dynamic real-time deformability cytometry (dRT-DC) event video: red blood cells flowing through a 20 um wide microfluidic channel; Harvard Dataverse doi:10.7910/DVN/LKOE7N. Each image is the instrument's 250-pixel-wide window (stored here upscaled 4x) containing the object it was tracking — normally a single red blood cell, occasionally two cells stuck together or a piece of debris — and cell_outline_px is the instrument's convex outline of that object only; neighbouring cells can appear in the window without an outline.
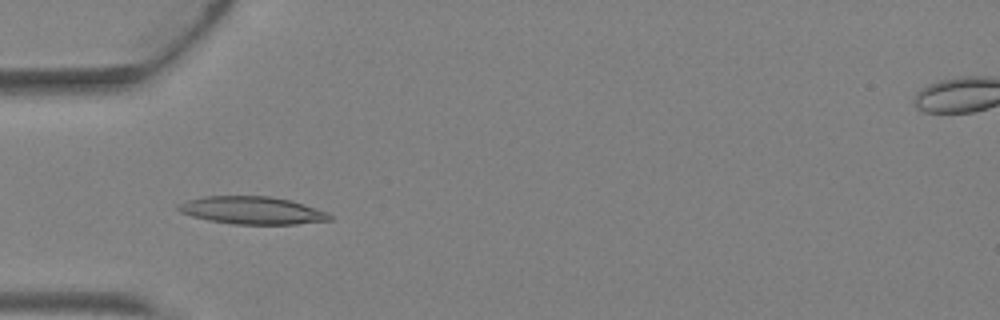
{"species": "Egyptian fruit bat (a non-hibernating species)", "species_latin": "Rousettus aegyptiacus", "temperature_condition": "warm", "stored_images_in_passage": 4, "camera_frame_rate_fps": 3000, "um_per_image_px": 0.085, "animal": {"sex": "female"}, "frame": {"image": 1, "passage_image": 4, "time_ms": 1.0, "image_size_px": [1000, 320], "cell_outline_px": [[332, 220], [296, 224], [236, 224], [208, 220], [192, 216], [180, 212], [176, 208], [176, 204], [188, 200], [204, 196], [272, 196], [292, 200], [328, 212], [332, 216]], "centroid_in_image_um": [21.44, 17.87], "position_along_channel_um": 63.6, "area_um2": 24.51}}